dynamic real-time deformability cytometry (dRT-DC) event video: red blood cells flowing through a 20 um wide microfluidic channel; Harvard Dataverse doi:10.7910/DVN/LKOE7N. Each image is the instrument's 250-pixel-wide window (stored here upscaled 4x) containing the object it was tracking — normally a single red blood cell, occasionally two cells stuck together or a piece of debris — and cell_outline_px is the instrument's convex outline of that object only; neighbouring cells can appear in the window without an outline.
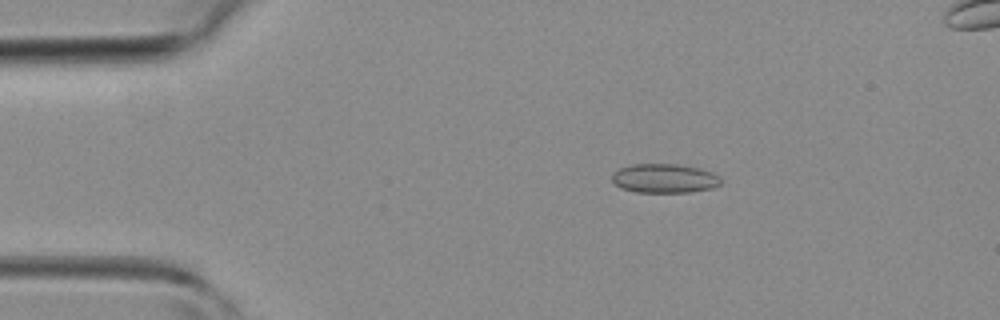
{"species": "common noctule bat (a hibernating species)", "species_latin": "Nyctalus noctula", "temperature_condition": "room temperature", "stored_images_in_passage": 37, "segment_of_instrument_passage": [1, 2], "camera_frame_rate_fps": 3000, "um_per_image_px": 0.085, "animal": {"sex": "female", "body_mass_g": 19.3, "forearm_length_mm": 54.1}, "frame": {"image": 1, "passage_image": 8, "time_ms": 2.333, "image_size_px": [1000, 320], "cell_outline_px": [[720, 184], [712, 188], [688, 192], [636, 192], [620, 188], [612, 180], [612, 172], [620, 168], [632, 164], [676, 164], [700, 168], [712, 172], [720, 176]], "centroid_in_image_um": [56.46, 15.16], "position_along_channel_um": 28.5, "area_um2": 18.5}}
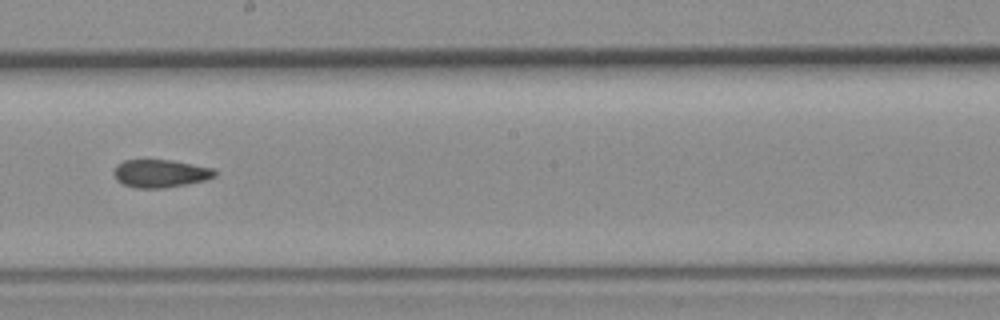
{"frame": {"image": 2, "passage_image": 24, "time_ms": 7.667, "image_size_px": [1000, 320], "cell_outline_px": [[216, 176], [204, 180], [164, 188], [136, 188], [124, 184], [116, 180], [112, 172], [116, 164], [124, 160], [172, 160], [212, 168], [216, 172]], "centroid_in_image_um": [13.58, 14.74], "position_along_channel_um": 234.6, "area_um2": 16.36}}
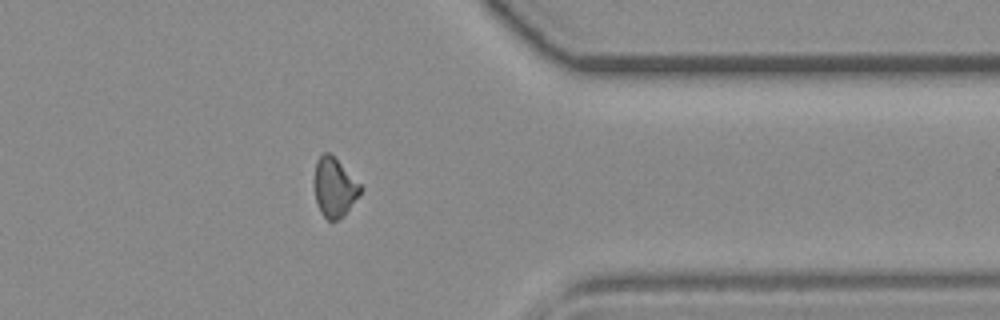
{"frame": {"image": 3, "passage_image": 34, "time_ms": 11.0, "image_size_px": [1000, 320], "cell_outline_px": [[364, 188], [344, 216], [336, 220], [328, 220], [320, 212], [316, 200], [316, 160], [324, 152], [328, 152]], "centroid_in_image_um": [28.45, 15.97], "position_along_channel_um": 383.0, "area_um2": 15.32}}